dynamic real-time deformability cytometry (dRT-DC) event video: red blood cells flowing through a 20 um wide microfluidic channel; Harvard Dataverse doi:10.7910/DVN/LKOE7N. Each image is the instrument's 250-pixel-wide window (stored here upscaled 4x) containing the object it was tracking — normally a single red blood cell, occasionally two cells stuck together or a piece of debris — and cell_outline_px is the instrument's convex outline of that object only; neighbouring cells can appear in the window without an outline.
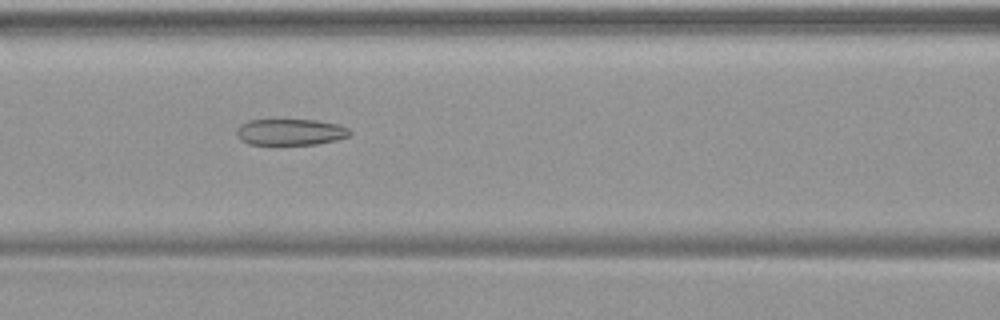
{"species": "common noctule bat (a hibernating species)", "species_latin": "Nyctalus noctula", "temperature_condition": "warm", "stored_images_in_passage": 50, "camera_frame_rate_fps": 3000, "um_per_image_px": 0.085, "animal": {"sex": "female", "body_mass_g": 19.9}, "frame": {"image": 1, "passage_image": 22, "time_ms": 7.0, "image_size_px": [1000, 320], "cell_outline_px": [[352, 132], [348, 136], [336, 140], [316, 144], [248, 144], [240, 140], [236, 136], [236, 128], [240, 124], [248, 120], [316, 120], [340, 124], [348, 128]], "centroid_in_image_um": [24.66, 11.22], "position_along_channel_um": 141.9, "area_um2": 17.46}}
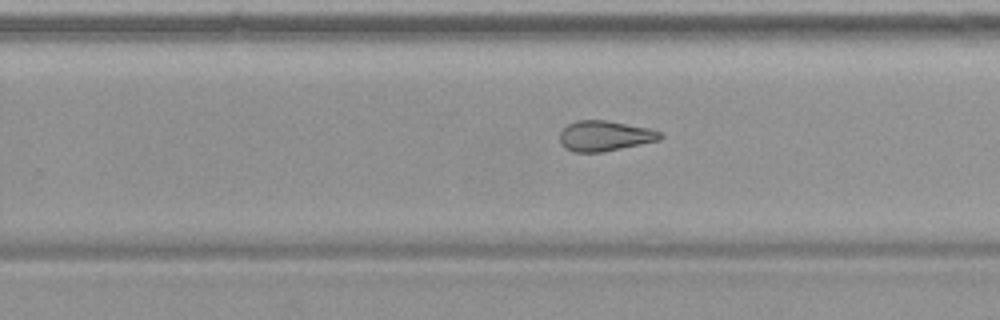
{"frame": {"image": 2, "passage_image": 32, "time_ms": 10.333, "image_size_px": [1000, 320], "cell_outline_px": [[664, 136], [660, 140], [604, 152], [576, 152], [564, 148], [560, 144], [560, 132], [568, 124], [576, 120], [604, 120], [648, 128], [660, 132]], "centroid_in_image_um": [51.39, 11.56], "position_along_channel_um": 278.4, "area_um2": 17.74}}
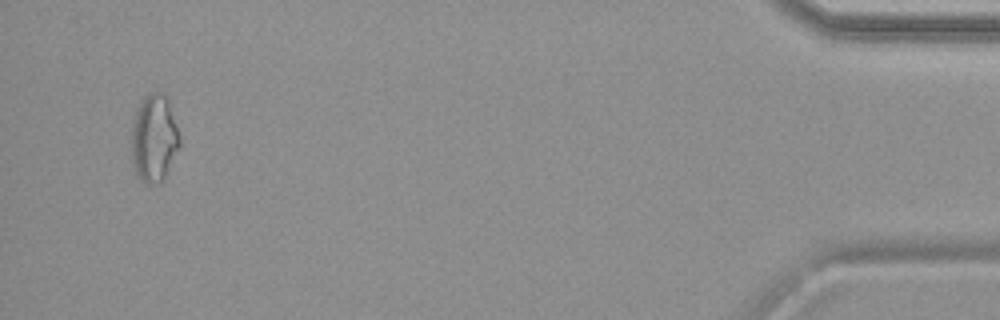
{"frame": {"image": 3, "passage_image": 48, "time_ms": 15.667, "image_size_px": [1000, 320], "cell_outline_px": [[180, 144], [164, 180], [160, 184], [144, 184], [136, 176], [132, 164], [132, 124], [136, 108], [140, 100], [148, 92], [160, 92], [168, 96], [180, 136]], "centroid_in_image_um": [13.09, 11.75], "position_along_channel_um": 422.1, "area_um2": 25.2}}